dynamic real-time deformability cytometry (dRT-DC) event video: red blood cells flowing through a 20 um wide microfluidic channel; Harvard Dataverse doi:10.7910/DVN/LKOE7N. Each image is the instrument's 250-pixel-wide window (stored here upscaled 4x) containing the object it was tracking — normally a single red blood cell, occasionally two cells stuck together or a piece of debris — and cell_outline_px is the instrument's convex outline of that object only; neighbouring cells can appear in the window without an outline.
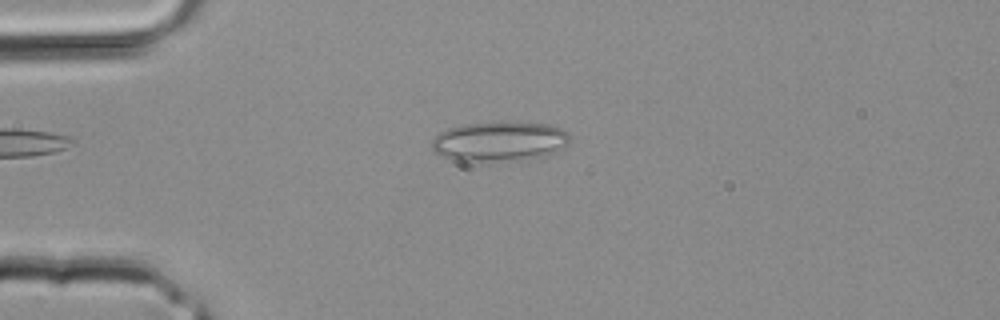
{"species": "common noctule bat (a hibernating species)", "species_latin": "Nyctalus noctula", "temperature_condition": "room temperature", "stored_images_in_passage": 2, "camera_frame_rate_fps": 3000, "um_per_image_px": 0.085, "animal": {"sex": "male", "body_mass_g": 20.4}, "frame": {"image": 1, "passage_image": 2, "time_ms": 0.333, "image_size_px": [1000, 320], "cell_outline_px": [[572, 136], [568, 144], [544, 156], [516, 160], [456, 160], [444, 156], [436, 152], [432, 148], [432, 140], [440, 132], [448, 128], [464, 124], [544, 124], [560, 128], [568, 132]], "centroid_in_image_um": [42.46, 12.03], "position_along_channel_um": 42.5, "area_um2": 30.75}}